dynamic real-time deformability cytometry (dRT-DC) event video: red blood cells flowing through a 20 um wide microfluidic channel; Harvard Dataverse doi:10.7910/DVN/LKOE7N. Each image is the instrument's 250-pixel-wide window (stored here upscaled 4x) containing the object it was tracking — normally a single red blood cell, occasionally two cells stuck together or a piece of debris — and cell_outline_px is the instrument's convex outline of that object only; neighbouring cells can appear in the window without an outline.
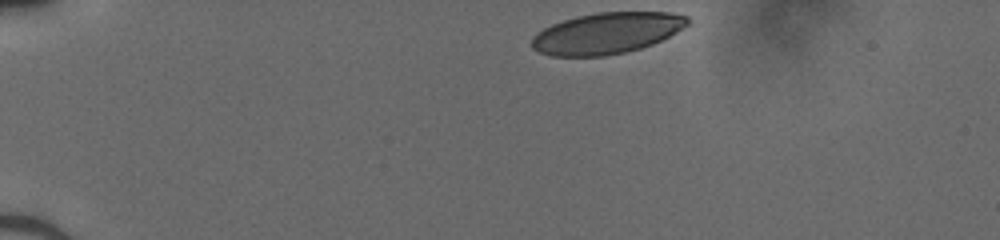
{"species": "human", "species_latin": "Homo sapiens", "temperature_condition": "cold", "stored_images_in_passage": 34, "camera_frame_rate_fps": 3000, "um_per_image_px": 0.085, "donor": {"sex": "male"}, "frame": {"image": 1, "passage_image": 1, "time_ms": 0.0, "image_size_px": [1000, 240], "cell_outline_px": [[692, 20], [688, 24], [676, 32], [652, 44], [640, 48], [624, 52], [604, 56], [548, 56], [532, 48], [532, 36], [536, 32], [552, 24], [576, 16], [596, 12], [668, 12], [688, 16]], "centroid_in_image_um": [51.56, 2.81], "position_along_channel_um": 33.4, "area_um2": 37.4}}
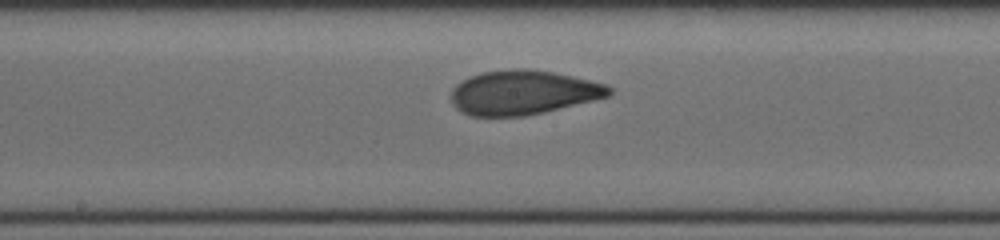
{"frame": {"image": 2, "passage_image": 19, "time_ms": 6.0, "image_size_px": [1000, 240], "cell_outline_px": [[612, 92], [608, 96], [544, 112], [524, 116], [472, 116], [456, 108], [452, 104], [452, 88], [456, 84], [468, 76], [484, 72], [508, 68], [528, 68], [552, 72], [572, 76], [604, 84], [612, 88]], "centroid_in_image_um": [44.42, 7.85], "position_along_channel_um": 203.8, "area_um2": 40.63}}
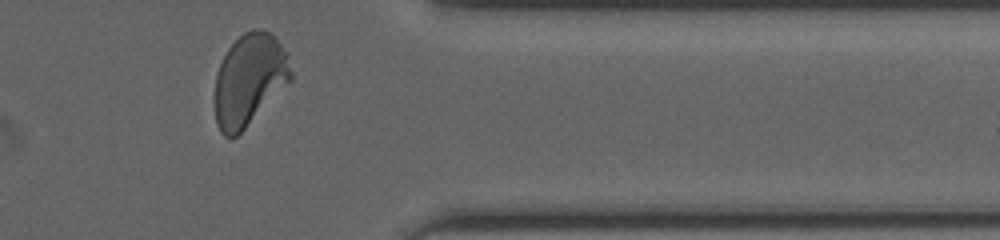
{"frame": {"image": 3, "passage_image": 33, "time_ms": 10.667, "image_size_px": [1000, 240], "cell_outline_px": [[292, 80], [232, 140], [224, 136], [220, 132], [216, 124], [216, 76], [220, 64], [228, 48], [244, 32], [252, 28], [260, 28], [276, 36], [288, 52], [292, 72]], "centroid_in_image_um": [21.22, 6.75], "position_along_channel_um": 390.2, "area_um2": 40.69}}